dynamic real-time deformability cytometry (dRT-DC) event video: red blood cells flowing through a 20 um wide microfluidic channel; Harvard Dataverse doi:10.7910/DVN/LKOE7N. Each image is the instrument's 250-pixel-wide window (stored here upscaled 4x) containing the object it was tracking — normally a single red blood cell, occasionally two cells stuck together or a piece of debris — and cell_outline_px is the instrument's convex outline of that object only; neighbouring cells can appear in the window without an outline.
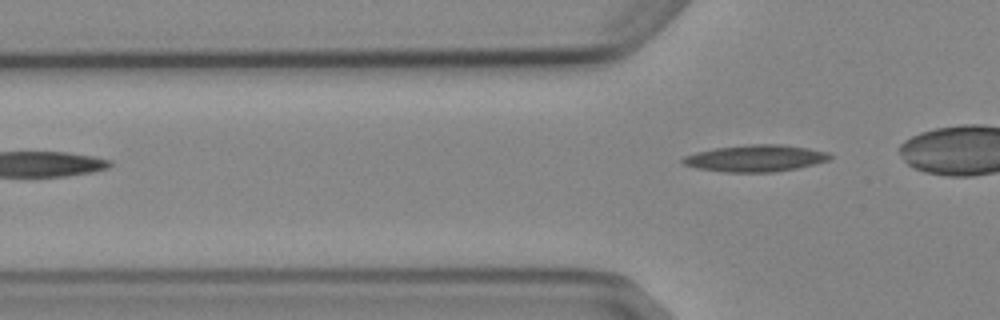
{"species": "Egyptian fruit bat (a non-hibernating species)", "species_latin": "Rousettus aegyptiacus", "temperature_condition": "cold", "stored_images_in_passage": 4, "camera_frame_rate_fps": 3000, "um_per_image_px": 0.085, "animal": {"sex": "female"}, "frame": {"image": 1, "passage_image": 4, "time_ms": 3.667, "image_size_px": [1000, 320], "cell_outline_px": [[832, 156], [828, 160], [796, 168], [772, 172], [724, 172], [696, 168], [684, 164], [680, 160], [684, 156], [696, 152], [716, 148], [748, 144], [780, 144], [808, 148], [832, 152]], "centroid_in_image_um": [64.21, 13.44], "position_along_channel_um": 61.6, "area_um2": 22.89}}